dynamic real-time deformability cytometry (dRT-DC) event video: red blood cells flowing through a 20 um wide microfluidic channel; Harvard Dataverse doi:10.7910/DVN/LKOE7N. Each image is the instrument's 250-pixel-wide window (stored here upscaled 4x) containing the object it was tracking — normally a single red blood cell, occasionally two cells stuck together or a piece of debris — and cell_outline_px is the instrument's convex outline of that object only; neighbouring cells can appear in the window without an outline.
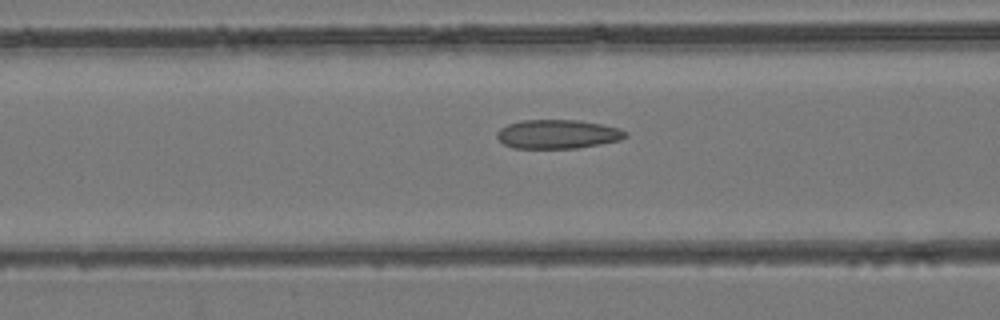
{"species": "common noctule bat (a hibernating species)", "species_latin": "Nyctalus noctula", "temperature_condition": "room temperature", "stored_images_in_passage": 14, "camera_frame_rate_fps": 3000, "um_per_image_px": 0.085, "animal": {"sex": "female", "body_mass_g": 24.6, "forearm_length_mm": 56.2}, "frame": {"image": 1, "passage_image": 12, "time_ms": 3.667, "image_size_px": [1000, 320], "cell_outline_px": [[628, 136], [620, 140], [600, 144], [576, 148], [512, 148], [504, 144], [496, 136], [496, 132], [500, 128], [508, 124], [524, 120], [576, 120], [600, 124], [620, 128], [628, 132]], "centroid_in_image_um": [47.41, 11.4], "position_along_channel_um": 119.2, "area_um2": 21.68}}